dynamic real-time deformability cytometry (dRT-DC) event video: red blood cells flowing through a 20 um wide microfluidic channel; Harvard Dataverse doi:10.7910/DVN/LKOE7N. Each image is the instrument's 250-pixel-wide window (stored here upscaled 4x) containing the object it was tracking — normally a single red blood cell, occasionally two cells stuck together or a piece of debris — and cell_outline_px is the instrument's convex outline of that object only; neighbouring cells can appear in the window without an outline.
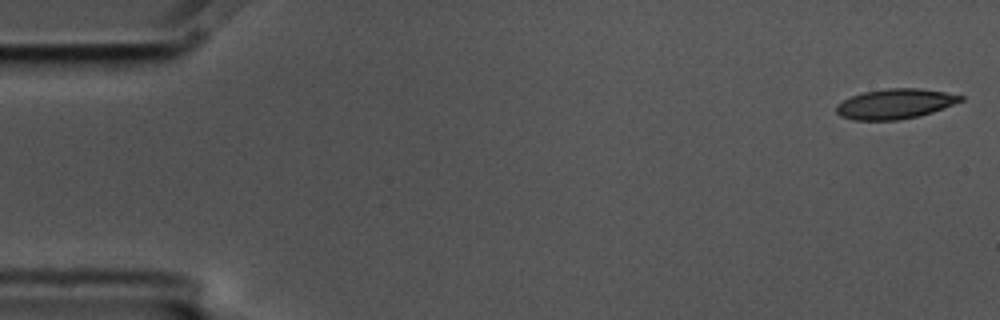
{"species": "common noctule bat (a hibernating species)", "species_latin": "Nyctalus noctula", "temperature_condition": "cold", "stored_images_in_passage": 5, "segment_of_instrument_passage": [2, 2], "camera_frame_rate_fps": 3000, "um_per_image_px": 0.085, "animal": {"sex": "male", "body_mass_g": 17.5, "forearm_length_mm": 52.3}, "frame": {"image": 1, "passage_image": 5, "time_ms": 1.333, "image_size_px": [1000, 320], "cell_outline_px": [[964, 100], [932, 112], [920, 116], [900, 120], [852, 120], [840, 116], [836, 112], [836, 104], [852, 96], [864, 92], [888, 88], [920, 88], [944, 92], [964, 96]], "centroid_in_image_um": [76.07, 8.83], "position_along_channel_um": 8.9, "area_um2": 21.73}}